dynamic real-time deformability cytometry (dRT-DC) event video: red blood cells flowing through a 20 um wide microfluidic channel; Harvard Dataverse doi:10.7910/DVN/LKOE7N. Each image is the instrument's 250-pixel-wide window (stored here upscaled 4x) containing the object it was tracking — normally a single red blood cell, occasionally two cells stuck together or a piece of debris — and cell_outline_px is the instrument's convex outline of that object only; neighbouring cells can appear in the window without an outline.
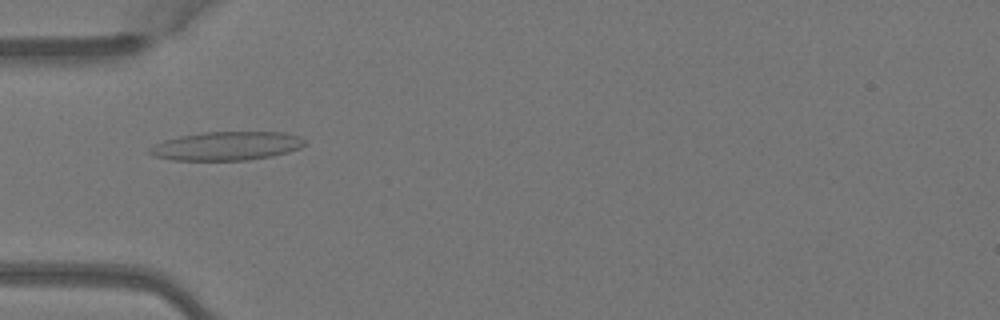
{"species": "Egyptian fruit bat (a non-hibernating species)", "species_latin": "Rousettus aegyptiacus", "temperature_condition": "warm", "stored_images_in_passage": 3, "camera_frame_rate_fps": 3000, "um_per_image_px": 0.085, "animal": {"sex": "female"}, "frame": {"image": 1, "passage_image": 3, "time_ms": 0.667, "image_size_px": [1000, 320], "cell_outline_px": [[304, 144], [300, 148], [288, 152], [272, 156], [248, 160], [172, 160], [152, 156], [148, 152], [148, 148], [164, 140], [180, 136], [204, 132], [284, 132], [300, 136], [304, 140]], "centroid_in_image_um": [19.25, 12.41], "position_along_channel_um": 65.8, "area_um2": 25.95}}